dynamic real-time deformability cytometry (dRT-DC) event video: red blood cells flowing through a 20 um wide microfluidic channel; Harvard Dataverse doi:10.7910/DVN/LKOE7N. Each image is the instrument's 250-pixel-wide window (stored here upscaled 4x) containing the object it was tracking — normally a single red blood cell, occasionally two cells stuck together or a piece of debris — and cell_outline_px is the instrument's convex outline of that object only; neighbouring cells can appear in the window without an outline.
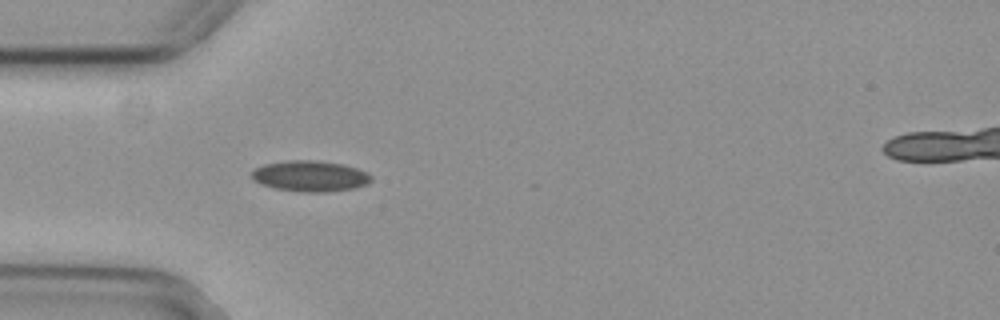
{"species": "common noctule bat (a hibernating species)", "species_latin": "Nyctalus noctula", "temperature_condition": "cold", "stored_images_in_passage": 28, "camera_frame_rate_fps": 3000, "um_per_image_px": 0.085, "animal": {"sex": "female", "body_mass_g": 29.2, "forearm_length_mm": 56.3}, "frame": {"image": 1, "passage_image": 1, "time_ms": 0.0, "image_size_px": [1000, 320], "cell_outline_px": [[372, 180], [368, 184], [356, 188], [328, 192], [300, 192], [276, 188], [260, 184], [252, 180], [252, 172], [256, 168], [264, 164], [284, 160], [316, 160], [344, 164], [368, 172], [372, 176]], "centroid_in_image_um": [26.39, 14.97], "position_along_channel_um": 58.6, "area_um2": 21.79}}
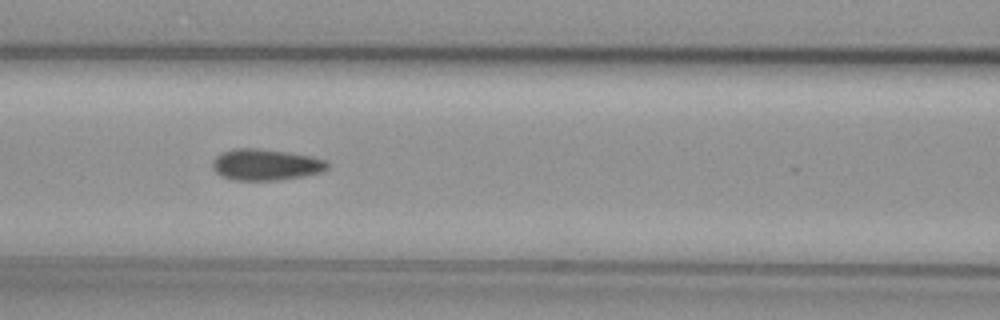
{"frame": {"image": 2, "passage_image": 8, "time_ms": 2.333, "image_size_px": [1000, 320], "cell_outline_px": [[332, 164], [328, 168], [320, 172], [304, 176], [280, 180], [236, 180], [220, 176], [212, 168], [212, 160], [216, 156], [224, 152], [236, 148], [256, 148], [288, 152], [312, 156], [324, 160]], "centroid_in_image_um": [22.6, 14.0], "position_along_channel_um": 144.0, "area_um2": 21.04}}
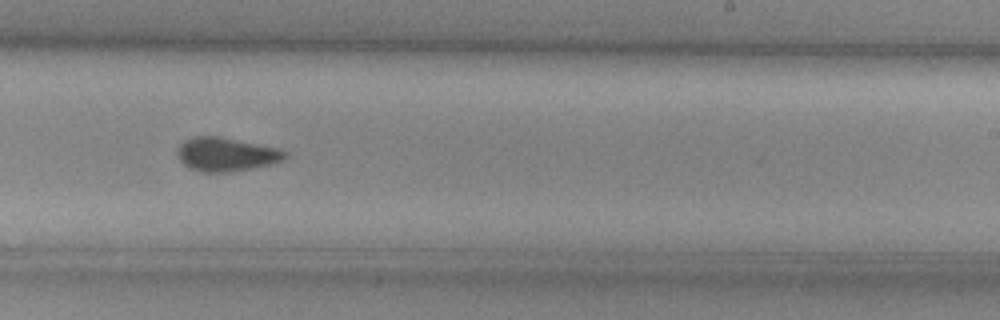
{"frame": {"image": 3, "passage_image": 18, "time_ms": 5.667, "image_size_px": [1000, 320], "cell_outline_px": [[288, 156], [284, 160], [272, 164], [232, 172], [200, 172], [188, 168], [176, 156], [176, 152], [180, 144], [184, 140], [196, 136], [220, 136], [280, 148], [288, 152]], "centroid_in_image_um": [19.24, 13.12], "position_along_channel_um": 269.8, "area_um2": 21.56}, "authors_computed_cell_mechanics": {"area_um2": 20.8369, "velocity_mm_per_s": 3.789, "shape_relaxation_time_tau1_ms": 9.2468, "shape_relaxation_time_tau2_ms": 3.369, "deformation_change_tau1": 0.1452, "deformation_change_tau2": 0.0636}}